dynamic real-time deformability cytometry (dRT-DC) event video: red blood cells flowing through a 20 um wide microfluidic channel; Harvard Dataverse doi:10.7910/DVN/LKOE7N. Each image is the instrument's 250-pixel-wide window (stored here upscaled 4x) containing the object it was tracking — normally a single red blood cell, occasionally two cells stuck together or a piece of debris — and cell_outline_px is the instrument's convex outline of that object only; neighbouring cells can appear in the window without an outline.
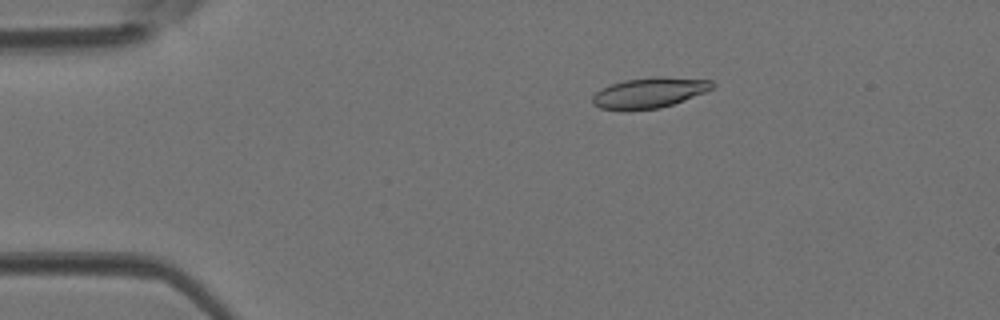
{"species": "Egyptian fruit bat (a non-hibernating species)", "species_latin": "Rousettus aegyptiacus", "temperature_condition": "room temperature", "stored_images_in_passage": 45, "camera_frame_rate_fps": 3000, "um_per_image_px": 0.085, "animal": {"sex": "female"}, "frame": {"image": 1, "passage_image": 9, "time_ms": 2.667, "image_size_px": [1000, 320], "cell_outline_px": [[716, 84], [712, 88], [704, 92], [672, 104], [660, 108], [600, 108], [592, 104], [592, 96], [596, 92], [612, 84], [624, 80], [656, 76], [664, 76], [712, 80]], "centroid_in_image_um": [55.24, 7.84], "position_along_channel_um": 29.8, "area_um2": 20.63}}
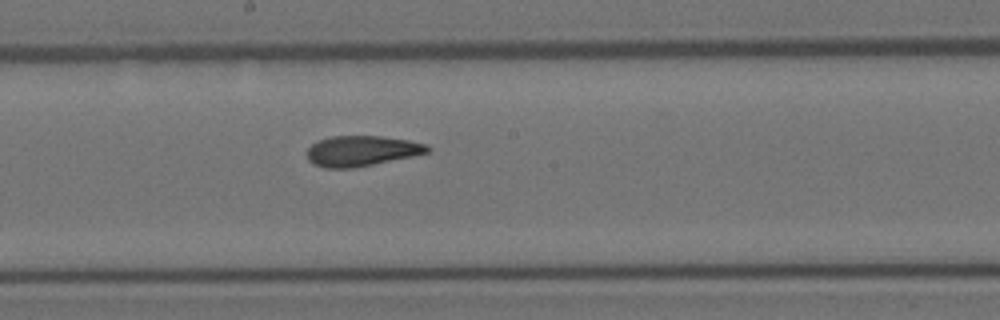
{"frame": {"image": 2, "passage_image": 25, "time_ms": 8.0, "image_size_px": [1000, 320], "cell_outline_px": [[432, 148], [428, 152], [412, 156], [352, 168], [324, 168], [312, 164], [308, 160], [308, 148], [312, 144], [320, 140], [332, 136], [380, 136], [408, 140], [428, 144]], "centroid_in_image_um": [30.74, 12.83], "position_along_channel_um": 217.5, "area_um2": 21.21}}
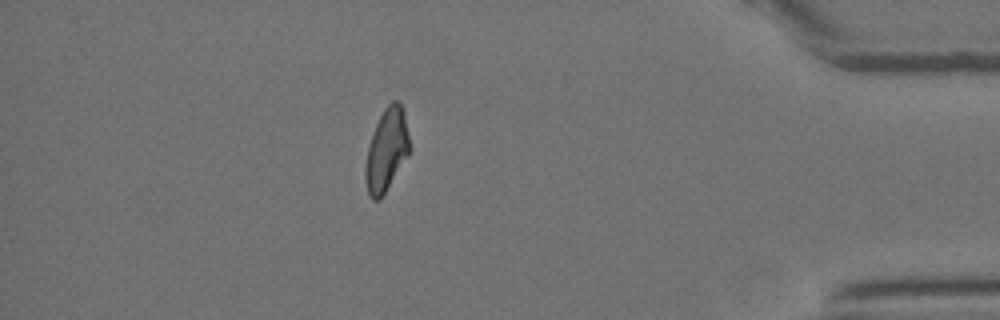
{"frame": {"image": 3, "passage_image": 40, "time_ms": 13.0, "image_size_px": [1000, 320], "cell_outline_px": [[412, 148], [408, 156], [380, 200], [372, 200], [368, 196], [364, 176], [364, 168], [368, 148], [376, 124], [384, 108], [392, 100], [396, 100], [400, 104], [404, 112]], "centroid_in_image_um": [32.87, 12.78], "position_along_channel_um": 402.3, "area_um2": 21.44}}